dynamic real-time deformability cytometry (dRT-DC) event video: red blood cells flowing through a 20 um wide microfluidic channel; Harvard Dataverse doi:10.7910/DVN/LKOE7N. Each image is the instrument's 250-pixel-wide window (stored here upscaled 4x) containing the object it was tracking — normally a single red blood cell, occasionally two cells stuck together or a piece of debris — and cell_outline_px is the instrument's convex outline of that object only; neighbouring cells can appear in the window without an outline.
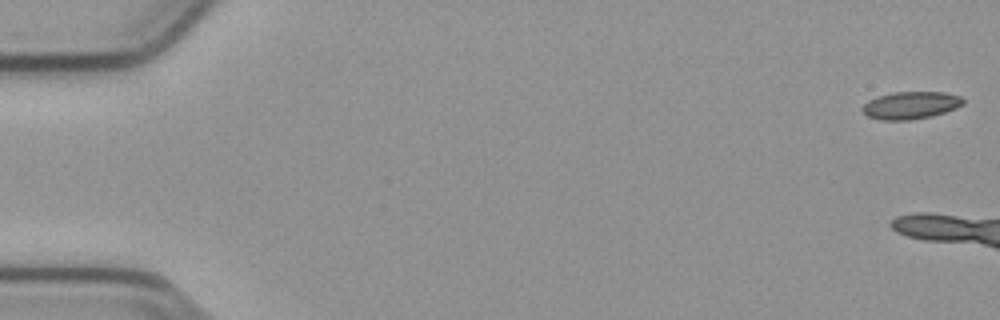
{"species": "common noctule bat (a hibernating species)", "species_latin": "Nyctalus noctula", "temperature_condition": "cold", "stored_images_in_passage": 6, "camera_frame_rate_fps": 3000, "um_per_image_px": 0.085, "animal": {"sex": "male", "body_mass_g": 23.1, "forearm_length_mm": 52.7}, "frame": {"image": 1, "passage_image": 1, "time_ms": 0.0, "image_size_px": [1000, 320], "cell_outline_px": [[964, 104], [956, 108], [932, 116], [908, 120], [880, 120], [868, 116], [860, 108], [868, 100], [892, 92], [944, 92], [960, 96], [964, 100]], "centroid_in_image_um": [77.41, 8.95], "position_along_channel_um": 7.6, "area_um2": 16.07}}